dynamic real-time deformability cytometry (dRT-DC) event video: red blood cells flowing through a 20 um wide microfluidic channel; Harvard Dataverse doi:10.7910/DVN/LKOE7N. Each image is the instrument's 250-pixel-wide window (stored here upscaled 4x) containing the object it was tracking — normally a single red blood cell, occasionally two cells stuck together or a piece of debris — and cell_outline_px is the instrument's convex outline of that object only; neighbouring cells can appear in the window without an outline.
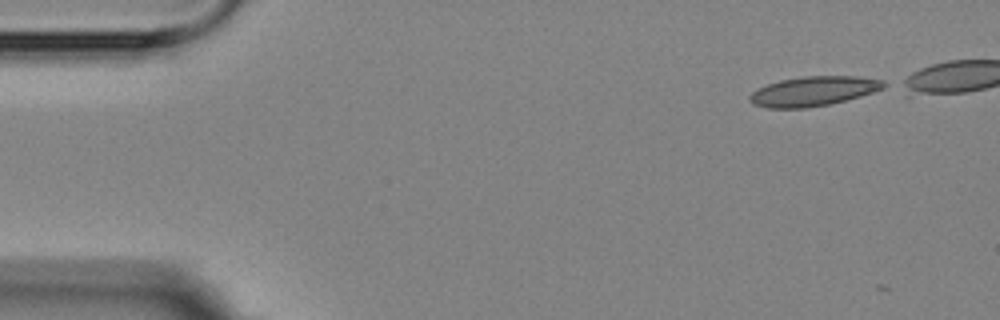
{"species": "Egyptian fruit bat (a non-hibernating species)", "species_latin": "Rousettus aegyptiacus", "temperature_condition": "room temperature", "stored_images_in_passage": 6, "camera_frame_rate_fps": 3000, "um_per_image_px": 0.085, "animal": {"sex": "female"}, "frame": {"image": 1, "passage_image": 1, "time_ms": 0.0, "image_size_px": [1000, 320], "cell_outline_px": [[892, 84], [884, 88], [860, 96], [828, 104], [804, 108], [764, 108], [752, 104], [748, 100], [748, 96], [756, 88], [780, 80], [804, 76], [856, 76], [884, 80]], "centroid_in_image_um": [69.13, 7.74], "position_along_channel_um": 15.9, "area_um2": 23.29}}
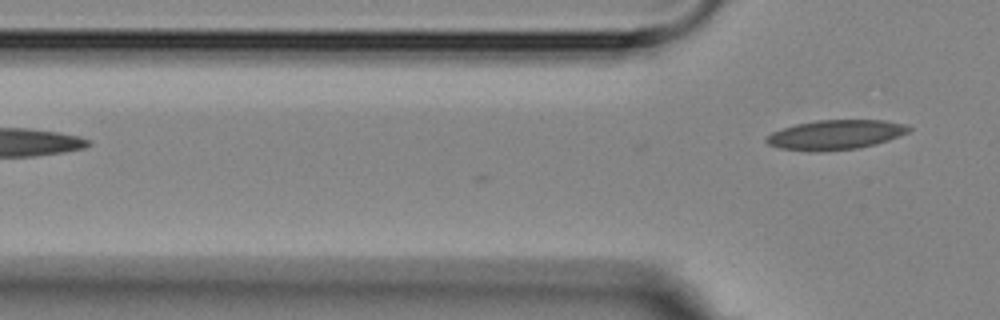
{"frame": {"image": 2, "passage_image": 6, "time_ms": 5.667, "image_size_px": [1000, 320], "cell_outline_px": [[912, 128], [908, 132], [888, 140], [876, 144], [860, 148], [820, 152], [780, 148], [768, 144], [764, 140], [772, 132], [796, 124], [816, 120], [884, 120], [908, 124]], "centroid_in_image_um": [71.05, 11.45], "position_along_channel_um": 54.8, "area_um2": 24.62}}